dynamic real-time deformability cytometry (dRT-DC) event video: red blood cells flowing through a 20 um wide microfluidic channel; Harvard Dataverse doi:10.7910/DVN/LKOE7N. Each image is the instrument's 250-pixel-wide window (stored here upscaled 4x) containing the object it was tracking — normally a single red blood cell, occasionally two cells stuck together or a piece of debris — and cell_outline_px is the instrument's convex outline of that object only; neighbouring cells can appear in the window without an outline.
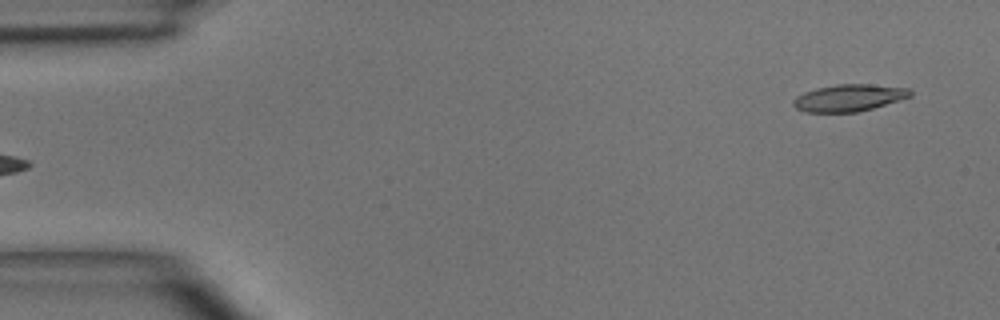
{"species": "common noctule bat (a hibernating species)", "species_latin": "Nyctalus noctula", "temperature_condition": "room temperature", "stored_images_in_passage": 5, "segment_of_instrument_passage": [2, 2], "camera_frame_rate_fps": 3000, "um_per_image_px": 0.085, "animal": {"sex": "male", "body_mass_g": 15.6}, "frame": {"image": 1, "passage_image": 5, "time_ms": 4.333, "image_size_px": [1000, 320], "cell_outline_px": [[912, 96], [872, 108], [856, 112], [804, 112], [796, 108], [792, 104], [792, 100], [796, 96], [804, 92], [816, 88], [836, 84], [872, 84], [908, 88], [912, 92]], "centroid_in_image_um": [72.13, 8.31], "position_along_channel_um": 12.9, "area_um2": 18.38}}